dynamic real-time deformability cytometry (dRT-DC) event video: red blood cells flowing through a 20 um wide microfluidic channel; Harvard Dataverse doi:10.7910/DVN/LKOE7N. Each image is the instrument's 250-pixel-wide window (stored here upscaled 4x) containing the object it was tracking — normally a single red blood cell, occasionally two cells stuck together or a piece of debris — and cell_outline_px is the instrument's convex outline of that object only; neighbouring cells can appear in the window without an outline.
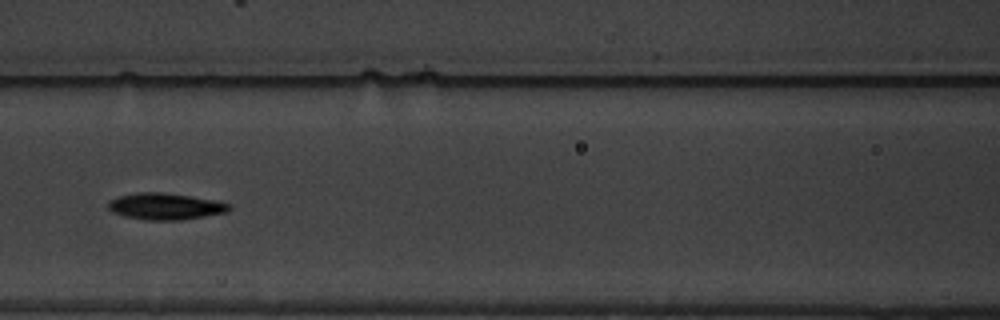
{"species": "common noctule bat (a hibernating species)", "species_latin": "Nyctalus noctula", "temperature_condition": "warm", "stored_images_in_passage": 12, "camera_frame_rate_fps": 3000, "um_per_image_px": 0.085, "animal": {"sex": "male", "body_mass_g": 19.5, "forearm_length_mm": 54.6}, "frame": {"image": 1, "passage_image": 9, "time_ms": 10.333, "image_size_px": [1000, 320], "cell_outline_px": [[228, 208], [224, 212], [204, 216], [180, 220], [144, 220], [124, 216], [112, 212], [108, 208], [108, 200], [120, 196], [136, 192], [164, 192], [216, 200], [228, 204]], "centroid_in_image_um": [13.97, 17.53], "position_along_channel_um": 152.6, "area_um2": 18.55}}
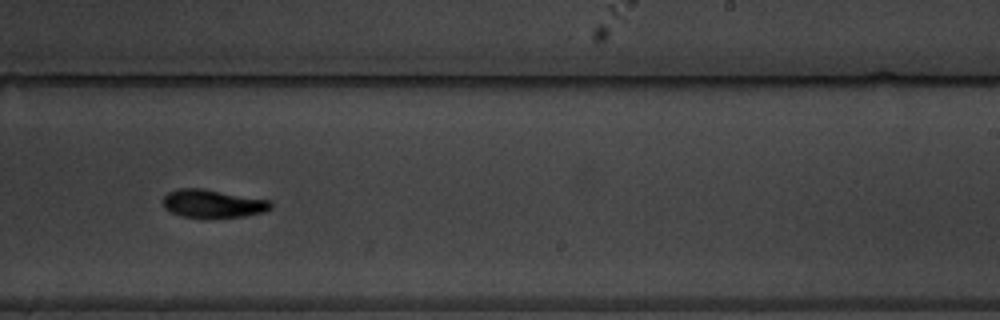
{"frame": {"image": 2, "passage_image": 12, "time_ms": 13.667, "image_size_px": [1000, 320], "cell_outline_px": [[272, 208], [264, 212], [244, 216], [212, 220], [208, 220], [180, 216], [164, 208], [160, 200], [168, 192], [176, 188], [204, 188], [272, 200]], "centroid_in_image_um": [18.07, 17.33], "position_along_channel_um": 270.9, "area_um2": 18.67}}